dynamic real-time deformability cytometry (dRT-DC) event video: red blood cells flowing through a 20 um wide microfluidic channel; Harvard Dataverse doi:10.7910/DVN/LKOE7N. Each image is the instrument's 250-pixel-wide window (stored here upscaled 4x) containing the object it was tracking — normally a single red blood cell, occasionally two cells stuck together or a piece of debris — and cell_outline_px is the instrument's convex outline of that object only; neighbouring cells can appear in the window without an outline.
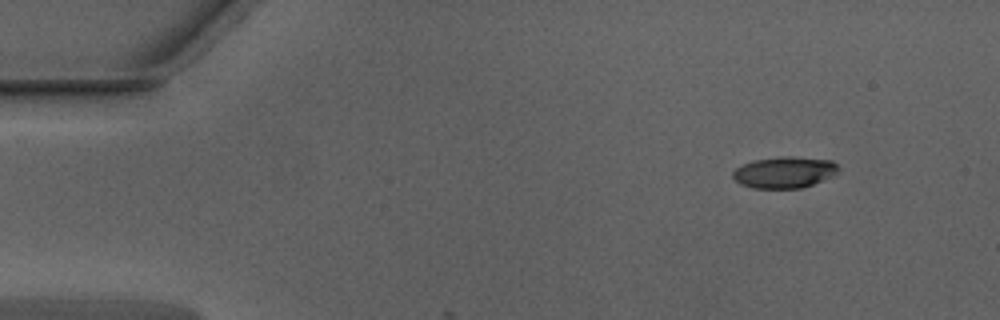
{"species": "Egyptian fruit bat (a non-hibernating species)", "species_latin": "Rousettus aegyptiacus", "temperature_condition": "warm", "stored_images_in_passage": 47, "camera_frame_rate_fps": 3000, "um_per_image_px": 0.085, "animal": {"sex": "male"}, "frame": {"image": 1, "passage_image": 1, "time_ms": 0.0, "image_size_px": [1000, 320], "cell_outline_px": [[840, 168], [832, 176], [812, 184], [800, 188], [752, 188], [740, 184], [732, 176], [732, 172], [736, 168], [752, 160], [780, 156], [792, 156], [832, 160]], "centroid_in_image_um": [66.66, 14.63], "position_along_channel_um": 18.3, "area_um2": 19.31}}
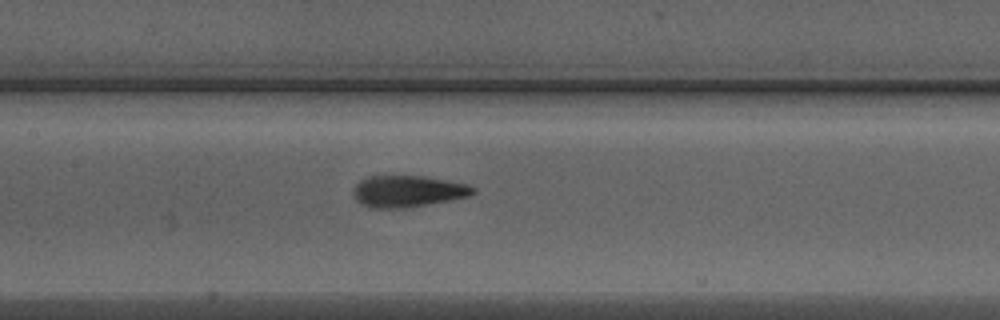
{"frame": {"image": 2, "passage_image": 20, "time_ms": 6.333, "image_size_px": [1000, 320], "cell_outline_px": [[476, 192], [468, 196], [408, 208], [368, 208], [360, 204], [352, 196], [352, 188], [360, 180], [368, 176], [424, 176], [468, 184], [476, 188]], "centroid_in_image_um": [34.61, 16.26], "position_along_channel_um": 172.8, "area_um2": 22.25}}
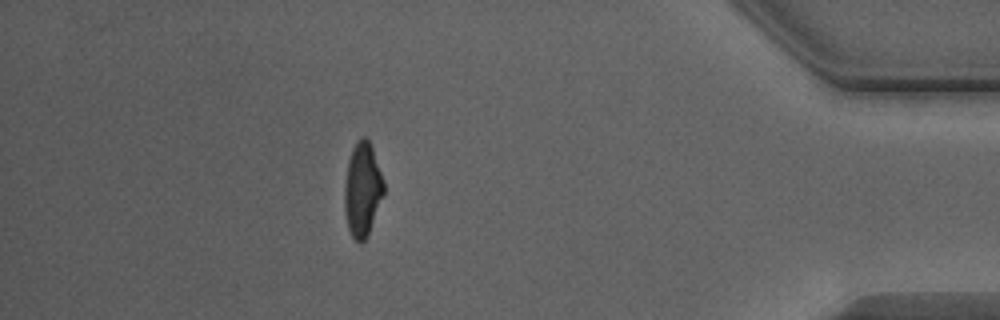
{"frame": {"image": 3, "passage_image": 41, "time_ms": 13.333, "image_size_px": [1000, 320], "cell_outline_px": [[384, 192], [368, 236], [360, 244], [352, 236], [348, 228], [344, 208], [344, 188], [348, 160], [352, 148], [356, 140], [360, 136], [364, 136], [368, 140], [372, 148], [384, 180]], "centroid_in_image_um": [30.8, 16.1], "position_along_channel_um": 404.4, "area_um2": 21.56}, "authors_computed_cell_mechanics": {"area_um2": 21.5594, "velocity_mm_per_s": 4.0001, "shape_relaxation_time_tau1_ms": 4.5558, "shape_relaxation_time_tau2_ms": 1.2294, "deformation_change_tau1": 0.1945, "deformation_change_tau2": 0.0935}}